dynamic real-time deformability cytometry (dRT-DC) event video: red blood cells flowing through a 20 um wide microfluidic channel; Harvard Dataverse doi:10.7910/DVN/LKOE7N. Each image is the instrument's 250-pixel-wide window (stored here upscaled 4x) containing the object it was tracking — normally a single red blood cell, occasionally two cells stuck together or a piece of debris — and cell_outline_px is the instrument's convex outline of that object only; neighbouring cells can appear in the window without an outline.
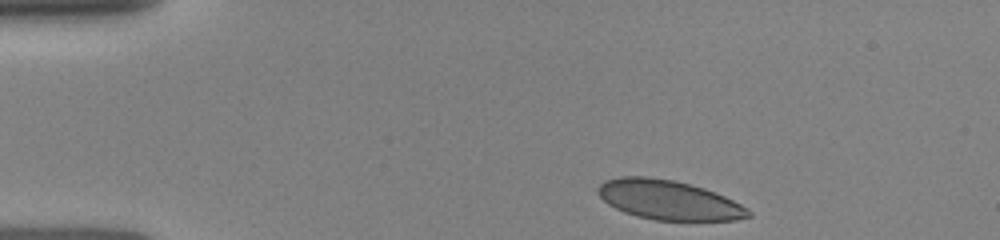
{"species": "human", "species_latin": "Homo sapiens", "temperature_condition": "room temperature", "stored_images_in_passage": 28, "camera_frame_rate_fps": 3000, "um_per_image_px": 0.085, "donor": {"sex": "female"}, "frame": {"image": 1, "passage_image": 1, "time_ms": 0.0, "image_size_px": [1000, 240], "cell_outline_px": [[752, 216], [736, 220], [656, 220], [636, 216], [624, 212], [608, 204], [596, 192], [596, 188], [604, 180], [620, 176], [648, 176], [676, 180], [704, 188], [724, 196], [748, 208], [752, 212]], "centroid_in_image_um": [56.81, 16.99], "position_along_channel_um": 28.2, "area_um2": 34.74}}
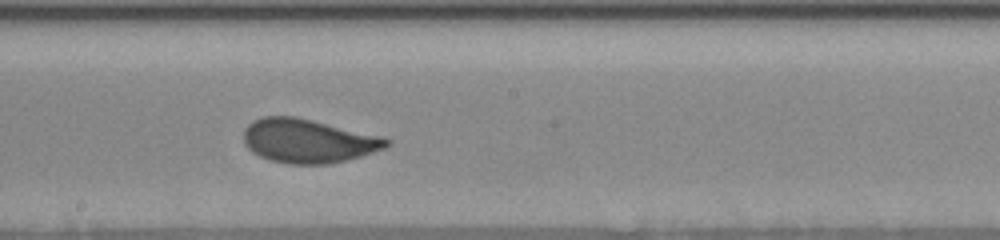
{"frame": {"image": 2, "passage_image": 16, "time_ms": 6.333, "image_size_px": [1000, 240], "cell_outline_px": [[392, 144], [384, 148], [360, 156], [328, 164], [288, 164], [272, 160], [260, 156], [252, 152], [244, 144], [244, 128], [252, 120], [264, 116], [292, 116], [312, 120], [384, 136], [392, 140]], "centroid_in_image_um": [26.2, 11.97], "position_along_channel_um": 222.0, "area_um2": 36.59}}
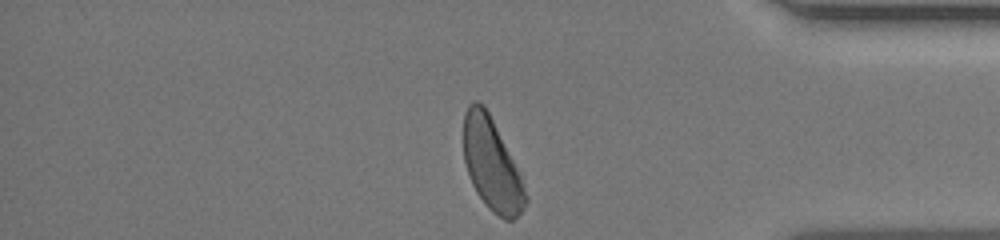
{"frame": {"image": 3, "passage_image": 28, "time_ms": 11.0, "image_size_px": [1000, 240], "cell_outline_px": [[528, 200], [524, 208], [512, 220], [504, 220], [492, 212], [488, 208], [476, 192], [472, 184], [464, 160], [464, 112], [468, 104], [472, 100], [476, 100], [484, 104], [520, 176], [528, 196]], "centroid_in_image_um": [41.77, 14.0], "position_along_channel_um": 393.4, "area_um2": 32.66}}